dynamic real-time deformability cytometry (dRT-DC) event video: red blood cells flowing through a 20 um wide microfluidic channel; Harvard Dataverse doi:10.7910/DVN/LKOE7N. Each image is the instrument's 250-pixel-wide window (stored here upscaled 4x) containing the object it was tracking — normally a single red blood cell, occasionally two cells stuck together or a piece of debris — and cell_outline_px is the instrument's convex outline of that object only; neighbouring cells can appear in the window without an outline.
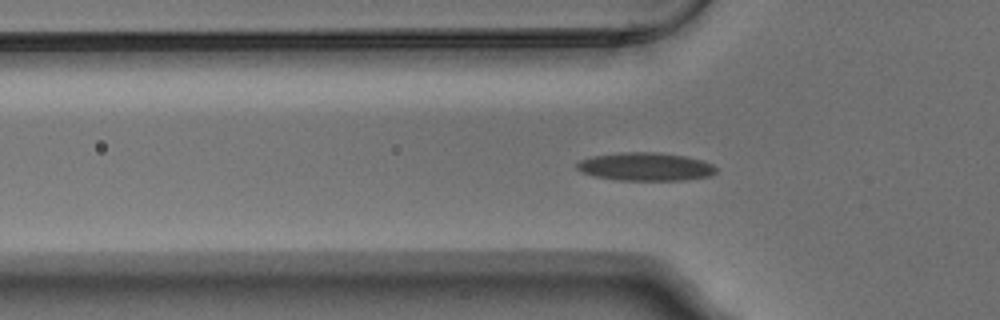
{"species": "Egyptian fruit bat (a non-hibernating species)", "species_latin": "Rousettus aegyptiacus", "temperature_condition": "warm", "stored_images_in_passage": 54, "camera_frame_rate_fps": 3000, "um_per_image_px": 0.085, "animal": {"sex": "male"}, "frame": {"image": 1, "passage_image": 17, "time_ms": 5.333, "image_size_px": [1000, 320], "cell_outline_px": [[716, 172], [708, 176], [684, 180], [616, 180], [592, 176], [580, 172], [576, 168], [576, 164], [580, 160], [592, 156], [620, 152], [660, 152], [684, 156], [700, 160], [712, 164], [716, 168]], "centroid_in_image_um": [54.81, 14.17], "position_along_channel_um": 71.0, "area_um2": 22.95}}
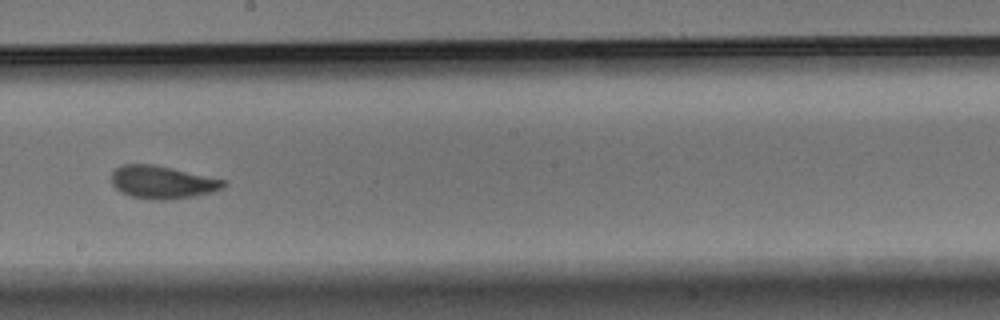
{"frame": {"image": 2, "passage_image": 30, "time_ms": 9.667, "image_size_px": [1000, 320], "cell_outline_px": [[228, 184], [224, 188], [212, 192], [196, 196], [164, 200], [152, 200], [132, 196], [120, 192], [112, 184], [112, 172], [120, 164], [152, 164], [172, 168], [228, 180]], "centroid_in_image_um": [13.84, 15.49], "position_along_channel_um": 234.4, "area_um2": 21.68}}
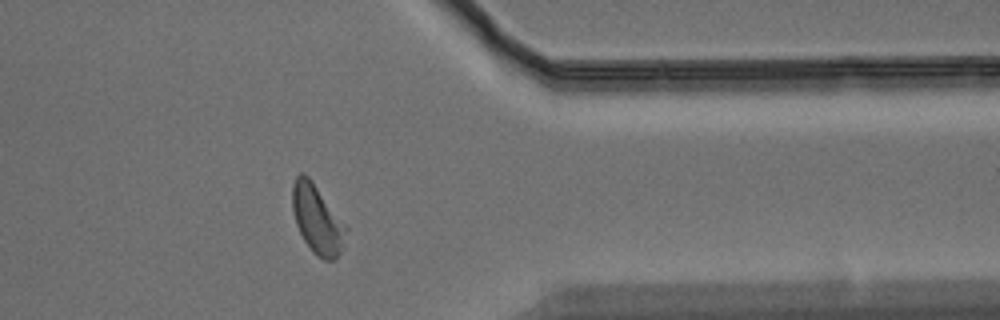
{"frame": {"image": 3, "passage_image": 43, "time_ms": 14.0, "image_size_px": [1000, 320], "cell_outline_px": [[348, 228], [340, 252], [336, 260], [324, 260], [316, 256], [312, 252], [304, 240], [296, 224], [292, 208], [292, 184], [296, 176], [300, 172], [308, 176], [312, 180], [348, 224]], "centroid_in_image_um": [26.99, 18.63], "position_along_channel_um": 384.4, "area_um2": 21.96}, "authors_computed_cell_mechanics": {"area_um2": 21.0681, "velocity_mm_per_s": 3.7495, "shape_relaxation_time_tau1_ms": 4.8584, "shape_relaxation_time_tau2_ms": 1.127, "deformation_change_tau1": 0.1544, "deformation_change_tau2": 0.0726}}